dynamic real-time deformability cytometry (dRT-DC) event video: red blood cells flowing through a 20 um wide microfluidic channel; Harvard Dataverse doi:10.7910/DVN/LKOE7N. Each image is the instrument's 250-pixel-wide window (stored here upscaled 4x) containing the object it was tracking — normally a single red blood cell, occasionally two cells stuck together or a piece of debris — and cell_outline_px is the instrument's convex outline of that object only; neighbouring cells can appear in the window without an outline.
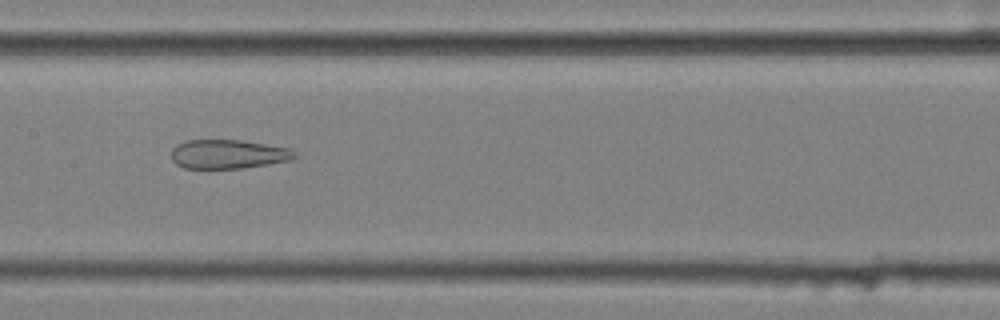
{"species": "common noctule bat (a hibernating species)", "species_latin": "Nyctalus noctula", "temperature_condition": "cold", "stored_images_in_passage": 52, "camera_frame_rate_fps": 3000, "um_per_image_px": 0.085, "animal": {"sex": "female", "body_mass_g": 25.1}, "frame": {"image": 1, "passage_image": 24, "time_ms": 7.667, "image_size_px": [1000, 320], "cell_outline_px": [[296, 156], [292, 160], [240, 168], [184, 168], [176, 164], [172, 160], [172, 148], [176, 144], [184, 140], [240, 140], [288, 148], [296, 152]], "centroid_in_image_um": [19.35, 13.1], "position_along_channel_um": 188.0, "area_um2": 20.75}}
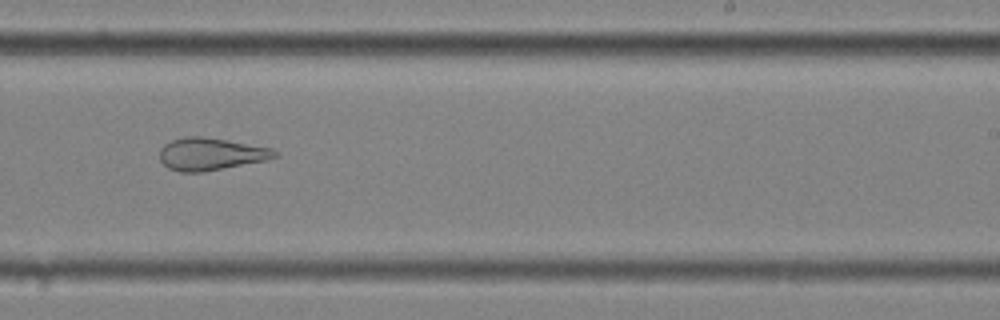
{"frame": {"image": 2, "passage_image": 31, "time_ms": 10.0, "image_size_px": [1000, 320], "cell_outline_px": [[280, 156], [264, 160], [200, 172], [180, 172], [168, 168], [160, 160], [160, 148], [164, 144], [172, 140], [184, 136], [200, 136], [272, 148], [280, 152]], "centroid_in_image_um": [17.89, 13.08], "position_along_channel_um": 271.1, "area_um2": 21.44}}
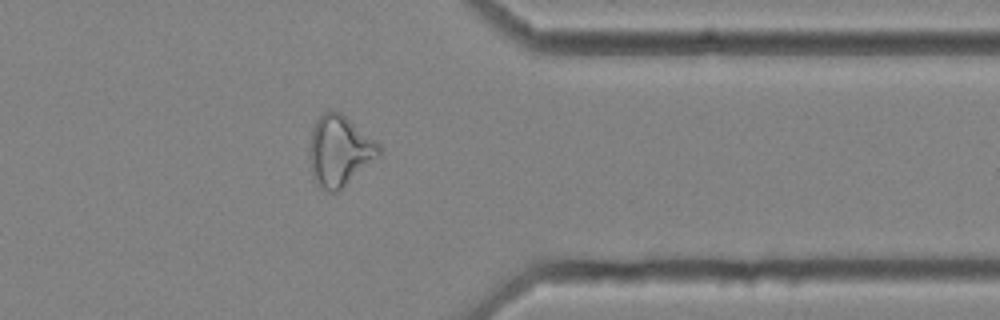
{"frame": {"image": 3, "passage_image": 41, "time_ms": 13.333, "image_size_px": [1000, 320], "cell_outline_px": [[380, 156], [336, 192], [328, 192], [316, 184], [312, 176], [308, 156], [312, 128], [316, 120], [324, 112], [340, 112], [376, 140], [380, 144]], "centroid_in_image_um": [28.84, 12.83], "position_along_channel_um": 382.6, "area_um2": 28.5}, "authors_computed_cell_mechanics": {"area_um2": 28.8422, "velocity_mm_per_s": 3.5628, "shape_relaxation_time_tau1_ms": null, "shape_relaxation_time_tau2_ms": 2.5331, "deformation_change_tau1": null, "deformation_change_tau2": 0.125}}